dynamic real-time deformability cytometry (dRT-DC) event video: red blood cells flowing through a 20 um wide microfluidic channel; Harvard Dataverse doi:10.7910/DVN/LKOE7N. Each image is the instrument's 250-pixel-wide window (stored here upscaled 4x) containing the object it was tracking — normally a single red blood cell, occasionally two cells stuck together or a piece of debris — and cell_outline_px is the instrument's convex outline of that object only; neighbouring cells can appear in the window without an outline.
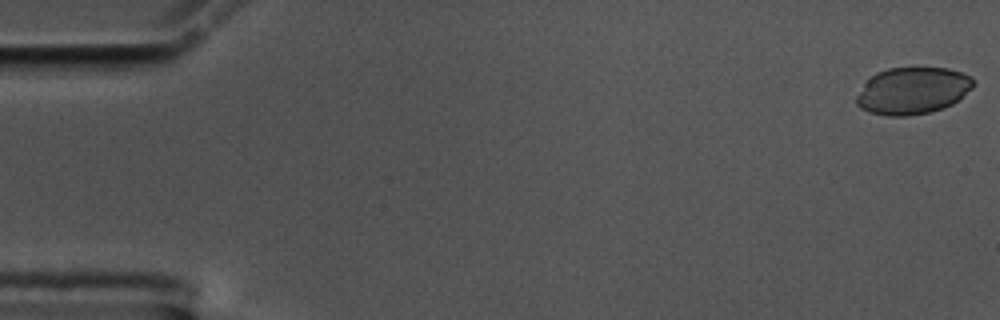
{"species": "common noctule bat (a hibernating species)", "species_latin": "Nyctalus noctula", "temperature_condition": "cold", "stored_images_in_passage": 56, "camera_frame_rate_fps": 3000, "um_per_image_px": 0.085, "animal": {"sex": "male", "body_mass_g": 17.5, "forearm_length_mm": 52.3}, "frame": {"image": 1, "passage_image": 1, "time_ms": 0.0, "image_size_px": [1000, 320], "cell_outline_px": [[976, 84], [960, 100], [944, 108], [928, 112], [908, 116], [888, 116], [868, 112], [860, 108], [856, 104], [856, 96], [864, 84], [876, 72], [888, 68], [916, 64], [948, 68], [972, 76]], "centroid_in_image_um": [77.6, 7.66], "position_along_channel_um": 7.4, "area_um2": 33.06}}
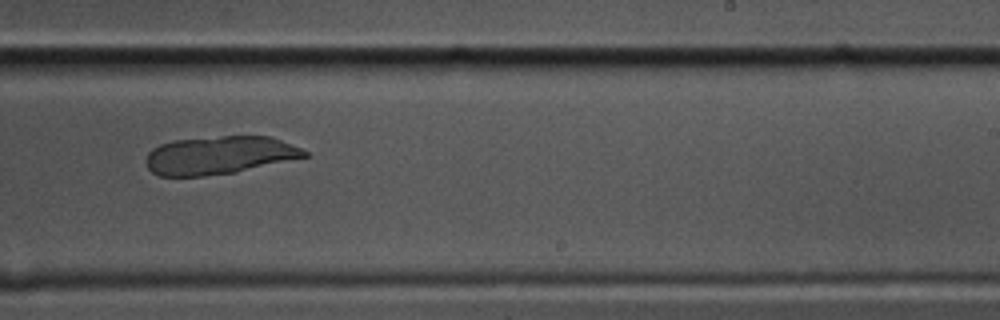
{"frame": {"image": 2, "passage_image": 35, "time_ms": 11.333, "image_size_px": [1000, 320], "cell_outline_px": [[308, 156], [236, 172], [204, 176], [160, 176], [152, 172], [148, 168], [148, 152], [152, 148], [160, 144], [172, 140], [220, 136], [268, 136], [280, 140], [300, 148], [308, 152]], "centroid_in_image_um": [18.62, 13.19], "position_along_channel_um": 270.4, "area_um2": 34.91}}